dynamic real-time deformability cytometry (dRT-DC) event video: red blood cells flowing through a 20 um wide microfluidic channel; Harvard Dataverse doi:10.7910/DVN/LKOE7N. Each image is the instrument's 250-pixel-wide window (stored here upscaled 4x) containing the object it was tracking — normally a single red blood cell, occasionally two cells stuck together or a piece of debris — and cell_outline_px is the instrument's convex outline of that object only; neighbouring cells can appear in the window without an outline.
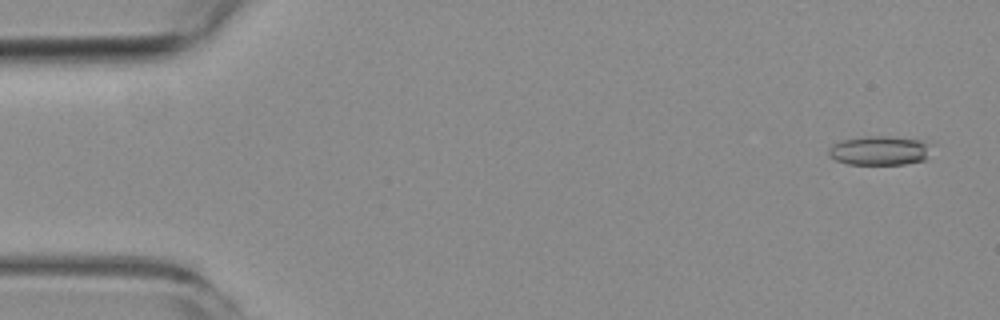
{"species": "common noctule bat (a hibernating species)", "species_latin": "Nyctalus noctula", "temperature_condition": "room temperature", "stored_images_in_passage": 5, "camera_frame_rate_fps": 3000, "um_per_image_px": 0.085, "animal": {"sex": "female", "body_mass_g": 19.3, "forearm_length_mm": 54.1}, "frame": {"image": 1, "passage_image": 1, "time_ms": 0.0, "image_size_px": [1000, 320], "cell_outline_px": [[928, 140], [924, 160], [904, 164], [848, 164], [836, 160], [828, 156], [828, 148], [832, 144], [840, 140], [864, 136], [892, 136]], "centroid_in_image_um": [74.68, 12.78], "position_along_channel_um": 10.3, "area_um2": 17.51}}
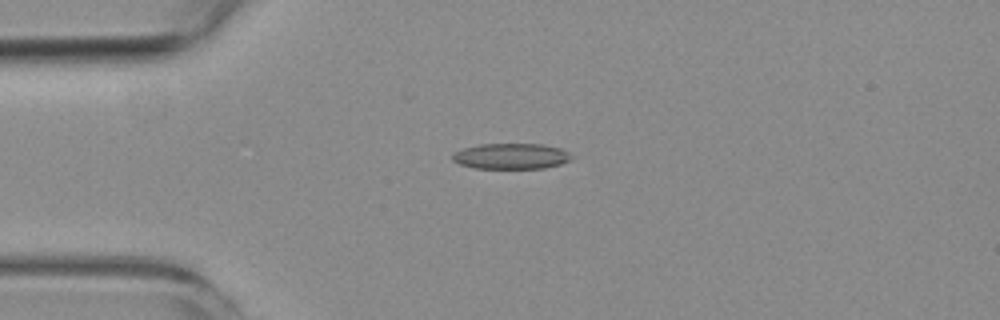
{"frame": {"image": 2, "passage_image": 4, "time_ms": 3.667, "image_size_px": [1000, 320], "cell_outline_px": [[572, 156], [568, 160], [560, 164], [544, 168], [476, 168], [460, 164], [452, 160], [452, 152], [464, 148], [480, 144], [544, 144], [560, 148], [568, 152]], "centroid_in_image_um": [43.42, 13.27], "position_along_channel_um": 41.6, "area_um2": 17.74}}